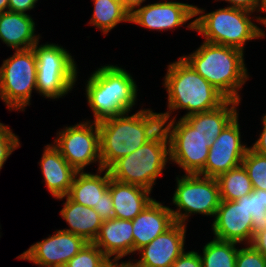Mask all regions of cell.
<instances>
[{
    "label": "cell",
    "instance_id": "4dcf8cb0",
    "mask_svg": "<svg viewBox=\"0 0 266 267\" xmlns=\"http://www.w3.org/2000/svg\"><path fill=\"white\" fill-rule=\"evenodd\" d=\"M19 141L8 125L0 122V171L12 152L21 146Z\"/></svg>",
    "mask_w": 266,
    "mask_h": 267
},
{
    "label": "cell",
    "instance_id": "9a60e30c",
    "mask_svg": "<svg viewBox=\"0 0 266 267\" xmlns=\"http://www.w3.org/2000/svg\"><path fill=\"white\" fill-rule=\"evenodd\" d=\"M186 225L175 222L168 230L139 249V260L127 261V267H171L185 251Z\"/></svg>",
    "mask_w": 266,
    "mask_h": 267
},
{
    "label": "cell",
    "instance_id": "f1b7e54d",
    "mask_svg": "<svg viewBox=\"0 0 266 267\" xmlns=\"http://www.w3.org/2000/svg\"><path fill=\"white\" fill-rule=\"evenodd\" d=\"M242 165L246 169L253 189L266 190V155L248 148Z\"/></svg>",
    "mask_w": 266,
    "mask_h": 267
},
{
    "label": "cell",
    "instance_id": "8992f818",
    "mask_svg": "<svg viewBox=\"0 0 266 267\" xmlns=\"http://www.w3.org/2000/svg\"><path fill=\"white\" fill-rule=\"evenodd\" d=\"M170 161L169 140L162 127L150 140L129 155L115 161L109 168L111 178L142 186L152 191L156 179Z\"/></svg>",
    "mask_w": 266,
    "mask_h": 267
},
{
    "label": "cell",
    "instance_id": "7402d4cb",
    "mask_svg": "<svg viewBox=\"0 0 266 267\" xmlns=\"http://www.w3.org/2000/svg\"><path fill=\"white\" fill-rule=\"evenodd\" d=\"M63 198H66V202L60 210V215L68 223L69 228L61 230L80 236L86 242H94L103 220L93 208L74 202L68 195L56 199Z\"/></svg>",
    "mask_w": 266,
    "mask_h": 267
},
{
    "label": "cell",
    "instance_id": "e0dca14e",
    "mask_svg": "<svg viewBox=\"0 0 266 267\" xmlns=\"http://www.w3.org/2000/svg\"><path fill=\"white\" fill-rule=\"evenodd\" d=\"M175 223L171 208L155 199L133 220L134 254Z\"/></svg>",
    "mask_w": 266,
    "mask_h": 267
},
{
    "label": "cell",
    "instance_id": "ffe728a7",
    "mask_svg": "<svg viewBox=\"0 0 266 267\" xmlns=\"http://www.w3.org/2000/svg\"><path fill=\"white\" fill-rule=\"evenodd\" d=\"M114 209V218L133 220L154 199L151 191L135 184L110 179L109 189Z\"/></svg>",
    "mask_w": 266,
    "mask_h": 267
},
{
    "label": "cell",
    "instance_id": "83f0119b",
    "mask_svg": "<svg viewBox=\"0 0 266 267\" xmlns=\"http://www.w3.org/2000/svg\"><path fill=\"white\" fill-rule=\"evenodd\" d=\"M245 208L252 216L253 236L266 229V190L253 189L245 195Z\"/></svg>",
    "mask_w": 266,
    "mask_h": 267
},
{
    "label": "cell",
    "instance_id": "ba28073f",
    "mask_svg": "<svg viewBox=\"0 0 266 267\" xmlns=\"http://www.w3.org/2000/svg\"><path fill=\"white\" fill-rule=\"evenodd\" d=\"M37 65L33 49L15 50L0 67V98L9 111H25L36 90Z\"/></svg>",
    "mask_w": 266,
    "mask_h": 267
},
{
    "label": "cell",
    "instance_id": "e575fe53",
    "mask_svg": "<svg viewBox=\"0 0 266 267\" xmlns=\"http://www.w3.org/2000/svg\"><path fill=\"white\" fill-rule=\"evenodd\" d=\"M225 1L231 4L230 7L247 10L249 12H252V14L256 10L257 13L260 12L261 0H225Z\"/></svg>",
    "mask_w": 266,
    "mask_h": 267
},
{
    "label": "cell",
    "instance_id": "4fadbf2b",
    "mask_svg": "<svg viewBox=\"0 0 266 267\" xmlns=\"http://www.w3.org/2000/svg\"><path fill=\"white\" fill-rule=\"evenodd\" d=\"M86 243L80 236L56 230L53 235L31 245L17 258L33 262L39 267H65Z\"/></svg>",
    "mask_w": 266,
    "mask_h": 267
},
{
    "label": "cell",
    "instance_id": "9c48e42d",
    "mask_svg": "<svg viewBox=\"0 0 266 267\" xmlns=\"http://www.w3.org/2000/svg\"><path fill=\"white\" fill-rule=\"evenodd\" d=\"M176 180L172 202L177 209L171 208L175 222L187 225L192 214L215 216L221 202L216 178L184 173Z\"/></svg>",
    "mask_w": 266,
    "mask_h": 267
},
{
    "label": "cell",
    "instance_id": "44dd1931",
    "mask_svg": "<svg viewBox=\"0 0 266 267\" xmlns=\"http://www.w3.org/2000/svg\"><path fill=\"white\" fill-rule=\"evenodd\" d=\"M35 22L29 14L0 13V40L14 50L31 49L41 37L35 34Z\"/></svg>",
    "mask_w": 266,
    "mask_h": 267
},
{
    "label": "cell",
    "instance_id": "30bf717a",
    "mask_svg": "<svg viewBox=\"0 0 266 267\" xmlns=\"http://www.w3.org/2000/svg\"><path fill=\"white\" fill-rule=\"evenodd\" d=\"M169 140L170 161L185 174H198L206 164L210 143L184 118L162 120Z\"/></svg>",
    "mask_w": 266,
    "mask_h": 267
},
{
    "label": "cell",
    "instance_id": "3957f363",
    "mask_svg": "<svg viewBox=\"0 0 266 267\" xmlns=\"http://www.w3.org/2000/svg\"><path fill=\"white\" fill-rule=\"evenodd\" d=\"M163 81L168 94V111L160 113L162 120L172 119V112L179 109L188 111L181 118L211 111L227 100L182 57L168 65Z\"/></svg>",
    "mask_w": 266,
    "mask_h": 267
},
{
    "label": "cell",
    "instance_id": "60d3db41",
    "mask_svg": "<svg viewBox=\"0 0 266 267\" xmlns=\"http://www.w3.org/2000/svg\"><path fill=\"white\" fill-rule=\"evenodd\" d=\"M101 267H127V262H120L114 259H108Z\"/></svg>",
    "mask_w": 266,
    "mask_h": 267
},
{
    "label": "cell",
    "instance_id": "d6a6232c",
    "mask_svg": "<svg viewBox=\"0 0 266 267\" xmlns=\"http://www.w3.org/2000/svg\"><path fill=\"white\" fill-rule=\"evenodd\" d=\"M93 209L103 221L114 218L113 200L109 190L101 196L100 201Z\"/></svg>",
    "mask_w": 266,
    "mask_h": 267
},
{
    "label": "cell",
    "instance_id": "2e32d148",
    "mask_svg": "<svg viewBox=\"0 0 266 267\" xmlns=\"http://www.w3.org/2000/svg\"><path fill=\"white\" fill-rule=\"evenodd\" d=\"M195 17V5L164 1L144 5L130 14V23L157 31H168Z\"/></svg>",
    "mask_w": 266,
    "mask_h": 267
},
{
    "label": "cell",
    "instance_id": "f546056e",
    "mask_svg": "<svg viewBox=\"0 0 266 267\" xmlns=\"http://www.w3.org/2000/svg\"><path fill=\"white\" fill-rule=\"evenodd\" d=\"M107 260L99 247L93 242H87L65 267H101Z\"/></svg>",
    "mask_w": 266,
    "mask_h": 267
},
{
    "label": "cell",
    "instance_id": "603a6c76",
    "mask_svg": "<svg viewBox=\"0 0 266 267\" xmlns=\"http://www.w3.org/2000/svg\"><path fill=\"white\" fill-rule=\"evenodd\" d=\"M240 102L226 100L218 108L201 113H195L184 119L212 144L224 127L238 114Z\"/></svg>",
    "mask_w": 266,
    "mask_h": 267
},
{
    "label": "cell",
    "instance_id": "f35d334b",
    "mask_svg": "<svg viewBox=\"0 0 266 267\" xmlns=\"http://www.w3.org/2000/svg\"><path fill=\"white\" fill-rule=\"evenodd\" d=\"M123 7L125 10L129 13L132 14L137 7H141V5L146 1V0H120Z\"/></svg>",
    "mask_w": 266,
    "mask_h": 267
},
{
    "label": "cell",
    "instance_id": "74e56055",
    "mask_svg": "<svg viewBox=\"0 0 266 267\" xmlns=\"http://www.w3.org/2000/svg\"><path fill=\"white\" fill-rule=\"evenodd\" d=\"M250 244L266 258V229L256 233Z\"/></svg>",
    "mask_w": 266,
    "mask_h": 267
},
{
    "label": "cell",
    "instance_id": "484cf974",
    "mask_svg": "<svg viewBox=\"0 0 266 267\" xmlns=\"http://www.w3.org/2000/svg\"><path fill=\"white\" fill-rule=\"evenodd\" d=\"M222 201H235L253 191L251 180L243 165L216 178Z\"/></svg>",
    "mask_w": 266,
    "mask_h": 267
},
{
    "label": "cell",
    "instance_id": "d6986e66",
    "mask_svg": "<svg viewBox=\"0 0 266 267\" xmlns=\"http://www.w3.org/2000/svg\"><path fill=\"white\" fill-rule=\"evenodd\" d=\"M39 163L44 178L43 182L51 195L54 198L67 196L77 171L53 144H47L44 147Z\"/></svg>",
    "mask_w": 266,
    "mask_h": 267
},
{
    "label": "cell",
    "instance_id": "d4e9b609",
    "mask_svg": "<svg viewBox=\"0 0 266 267\" xmlns=\"http://www.w3.org/2000/svg\"><path fill=\"white\" fill-rule=\"evenodd\" d=\"M93 15L89 24L108 34L119 23L130 22V14L125 10L120 0H92Z\"/></svg>",
    "mask_w": 266,
    "mask_h": 267
},
{
    "label": "cell",
    "instance_id": "52a82bcc",
    "mask_svg": "<svg viewBox=\"0 0 266 267\" xmlns=\"http://www.w3.org/2000/svg\"><path fill=\"white\" fill-rule=\"evenodd\" d=\"M36 56V91L44 98L59 99L72 91L77 81V65L66 49L47 43L32 47Z\"/></svg>",
    "mask_w": 266,
    "mask_h": 267
},
{
    "label": "cell",
    "instance_id": "7a4b0ae2",
    "mask_svg": "<svg viewBox=\"0 0 266 267\" xmlns=\"http://www.w3.org/2000/svg\"><path fill=\"white\" fill-rule=\"evenodd\" d=\"M181 57L227 100L241 101L239 90L249 80L244 51L203 41L193 53Z\"/></svg>",
    "mask_w": 266,
    "mask_h": 267
},
{
    "label": "cell",
    "instance_id": "8d00e7d4",
    "mask_svg": "<svg viewBox=\"0 0 266 267\" xmlns=\"http://www.w3.org/2000/svg\"><path fill=\"white\" fill-rule=\"evenodd\" d=\"M262 132L259 134V138L257 141L252 144L250 147L252 150L256 151L257 153H260L262 155H266V113L262 117Z\"/></svg>",
    "mask_w": 266,
    "mask_h": 267
},
{
    "label": "cell",
    "instance_id": "b9f144b4",
    "mask_svg": "<svg viewBox=\"0 0 266 267\" xmlns=\"http://www.w3.org/2000/svg\"><path fill=\"white\" fill-rule=\"evenodd\" d=\"M9 0H0V13L7 12Z\"/></svg>",
    "mask_w": 266,
    "mask_h": 267
},
{
    "label": "cell",
    "instance_id": "7c38bea8",
    "mask_svg": "<svg viewBox=\"0 0 266 267\" xmlns=\"http://www.w3.org/2000/svg\"><path fill=\"white\" fill-rule=\"evenodd\" d=\"M237 114L210 144L205 167L198 173L204 177L217 178L242 165L249 147L241 141L240 124Z\"/></svg>",
    "mask_w": 266,
    "mask_h": 267
},
{
    "label": "cell",
    "instance_id": "ac0fdd59",
    "mask_svg": "<svg viewBox=\"0 0 266 267\" xmlns=\"http://www.w3.org/2000/svg\"><path fill=\"white\" fill-rule=\"evenodd\" d=\"M132 228V220L118 218L105 220L93 243L102 250L108 259L119 261L126 255L134 254Z\"/></svg>",
    "mask_w": 266,
    "mask_h": 267
},
{
    "label": "cell",
    "instance_id": "1f68e13d",
    "mask_svg": "<svg viewBox=\"0 0 266 267\" xmlns=\"http://www.w3.org/2000/svg\"><path fill=\"white\" fill-rule=\"evenodd\" d=\"M235 267H266V258L251 244L238 248Z\"/></svg>",
    "mask_w": 266,
    "mask_h": 267
},
{
    "label": "cell",
    "instance_id": "277c9868",
    "mask_svg": "<svg viewBox=\"0 0 266 267\" xmlns=\"http://www.w3.org/2000/svg\"><path fill=\"white\" fill-rule=\"evenodd\" d=\"M85 87L96 123L132 111L138 96V87L130 73L111 64L91 73Z\"/></svg>",
    "mask_w": 266,
    "mask_h": 267
},
{
    "label": "cell",
    "instance_id": "4316f807",
    "mask_svg": "<svg viewBox=\"0 0 266 267\" xmlns=\"http://www.w3.org/2000/svg\"><path fill=\"white\" fill-rule=\"evenodd\" d=\"M237 244L213 238L203 247V255H200L202 267H235Z\"/></svg>",
    "mask_w": 266,
    "mask_h": 267
},
{
    "label": "cell",
    "instance_id": "6da1fadb",
    "mask_svg": "<svg viewBox=\"0 0 266 267\" xmlns=\"http://www.w3.org/2000/svg\"><path fill=\"white\" fill-rule=\"evenodd\" d=\"M129 113L98 122L103 169L137 150L163 127L160 113L151 109H140L131 116Z\"/></svg>",
    "mask_w": 266,
    "mask_h": 267
},
{
    "label": "cell",
    "instance_id": "cb8c5ba5",
    "mask_svg": "<svg viewBox=\"0 0 266 267\" xmlns=\"http://www.w3.org/2000/svg\"><path fill=\"white\" fill-rule=\"evenodd\" d=\"M97 171L96 174L76 172L68 194L74 202L91 208L98 204L101 196L109 189L111 176L108 169L102 168Z\"/></svg>",
    "mask_w": 266,
    "mask_h": 267
},
{
    "label": "cell",
    "instance_id": "d590c367",
    "mask_svg": "<svg viewBox=\"0 0 266 267\" xmlns=\"http://www.w3.org/2000/svg\"><path fill=\"white\" fill-rule=\"evenodd\" d=\"M38 0H9L8 11L17 13H26L35 8Z\"/></svg>",
    "mask_w": 266,
    "mask_h": 267
},
{
    "label": "cell",
    "instance_id": "836d02e7",
    "mask_svg": "<svg viewBox=\"0 0 266 267\" xmlns=\"http://www.w3.org/2000/svg\"><path fill=\"white\" fill-rule=\"evenodd\" d=\"M171 267H202L200 254L194 250L184 251Z\"/></svg>",
    "mask_w": 266,
    "mask_h": 267
},
{
    "label": "cell",
    "instance_id": "ab89813d",
    "mask_svg": "<svg viewBox=\"0 0 266 267\" xmlns=\"http://www.w3.org/2000/svg\"><path fill=\"white\" fill-rule=\"evenodd\" d=\"M260 12L266 14V0H261V5H260ZM259 24H262L263 26L266 25V16H257L254 17Z\"/></svg>",
    "mask_w": 266,
    "mask_h": 267
},
{
    "label": "cell",
    "instance_id": "8fae6325",
    "mask_svg": "<svg viewBox=\"0 0 266 267\" xmlns=\"http://www.w3.org/2000/svg\"><path fill=\"white\" fill-rule=\"evenodd\" d=\"M56 135L53 145L76 171H84L96 161L99 163L97 170L102 169L98 123L87 120L66 126Z\"/></svg>",
    "mask_w": 266,
    "mask_h": 267
},
{
    "label": "cell",
    "instance_id": "5bb4252c",
    "mask_svg": "<svg viewBox=\"0 0 266 267\" xmlns=\"http://www.w3.org/2000/svg\"><path fill=\"white\" fill-rule=\"evenodd\" d=\"M213 220L215 239L246 245L252 242V216L245 208V195L235 201L221 200Z\"/></svg>",
    "mask_w": 266,
    "mask_h": 267
},
{
    "label": "cell",
    "instance_id": "5b68a950",
    "mask_svg": "<svg viewBox=\"0 0 266 267\" xmlns=\"http://www.w3.org/2000/svg\"><path fill=\"white\" fill-rule=\"evenodd\" d=\"M204 11L195 6V17L200 15L189 22L186 28L197 31L205 38V42L244 51L247 41L265 37V31L252 22V12L229 5L209 13Z\"/></svg>",
    "mask_w": 266,
    "mask_h": 267
}]
</instances>
